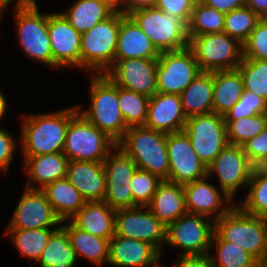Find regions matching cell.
<instances>
[{"label": "cell", "mask_w": 267, "mask_h": 267, "mask_svg": "<svg viewBox=\"0 0 267 267\" xmlns=\"http://www.w3.org/2000/svg\"><path fill=\"white\" fill-rule=\"evenodd\" d=\"M258 267H267V264L265 262L264 263H259Z\"/></svg>", "instance_id": "55"}, {"label": "cell", "mask_w": 267, "mask_h": 267, "mask_svg": "<svg viewBox=\"0 0 267 267\" xmlns=\"http://www.w3.org/2000/svg\"><path fill=\"white\" fill-rule=\"evenodd\" d=\"M66 178L86 202L104 201L106 174L103 162L69 161Z\"/></svg>", "instance_id": "23"}, {"label": "cell", "mask_w": 267, "mask_h": 267, "mask_svg": "<svg viewBox=\"0 0 267 267\" xmlns=\"http://www.w3.org/2000/svg\"><path fill=\"white\" fill-rule=\"evenodd\" d=\"M6 108H7L6 98L4 97V95L0 90V119H2L3 115L5 114Z\"/></svg>", "instance_id": "53"}, {"label": "cell", "mask_w": 267, "mask_h": 267, "mask_svg": "<svg viewBox=\"0 0 267 267\" xmlns=\"http://www.w3.org/2000/svg\"><path fill=\"white\" fill-rule=\"evenodd\" d=\"M237 69L241 73L244 90L267 101V60L243 58Z\"/></svg>", "instance_id": "41"}, {"label": "cell", "mask_w": 267, "mask_h": 267, "mask_svg": "<svg viewBox=\"0 0 267 267\" xmlns=\"http://www.w3.org/2000/svg\"><path fill=\"white\" fill-rule=\"evenodd\" d=\"M184 131L195 153L206 166L228 144L224 117L215 112L188 117Z\"/></svg>", "instance_id": "10"}, {"label": "cell", "mask_w": 267, "mask_h": 267, "mask_svg": "<svg viewBox=\"0 0 267 267\" xmlns=\"http://www.w3.org/2000/svg\"><path fill=\"white\" fill-rule=\"evenodd\" d=\"M201 72L189 47L161 52L157 59V92L180 95Z\"/></svg>", "instance_id": "11"}, {"label": "cell", "mask_w": 267, "mask_h": 267, "mask_svg": "<svg viewBox=\"0 0 267 267\" xmlns=\"http://www.w3.org/2000/svg\"><path fill=\"white\" fill-rule=\"evenodd\" d=\"M53 67H80L81 34L59 12L48 14Z\"/></svg>", "instance_id": "19"}, {"label": "cell", "mask_w": 267, "mask_h": 267, "mask_svg": "<svg viewBox=\"0 0 267 267\" xmlns=\"http://www.w3.org/2000/svg\"><path fill=\"white\" fill-rule=\"evenodd\" d=\"M217 256L210 255L212 267H258L259 262L246 250L225 240H211Z\"/></svg>", "instance_id": "37"}, {"label": "cell", "mask_w": 267, "mask_h": 267, "mask_svg": "<svg viewBox=\"0 0 267 267\" xmlns=\"http://www.w3.org/2000/svg\"><path fill=\"white\" fill-rule=\"evenodd\" d=\"M15 11L19 43L24 53L48 67H53L48 14H40L37 3L16 4Z\"/></svg>", "instance_id": "9"}, {"label": "cell", "mask_w": 267, "mask_h": 267, "mask_svg": "<svg viewBox=\"0 0 267 267\" xmlns=\"http://www.w3.org/2000/svg\"><path fill=\"white\" fill-rule=\"evenodd\" d=\"M161 253L150 243L114 235L109 241L108 263L116 267H160Z\"/></svg>", "instance_id": "22"}, {"label": "cell", "mask_w": 267, "mask_h": 267, "mask_svg": "<svg viewBox=\"0 0 267 267\" xmlns=\"http://www.w3.org/2000/svg\"><path fill=\"white\" fill-rule=\"evenodd\" d=\"M111 1L118 7L120 0H111Z\"/></svg>", "instance_id": "54"}, {"label": "cell", "mask_w": 267, "mask_h": 267, "mask_svg": "<svg viewBox=\"0 0 267 267\" xmlns=\"http://www.w3.org/2000/svg\"><path fill=\"white\" fill-rule=\"evenodd\" d=\"M76 261L68 233L60 226L51 234L37 263L40 267H75Z\"/></svg>", "instance_id": "33"}, {"label": "cell", "mask_w": 267, "mask_h": 267, "mask_svg": "<svg viewBox=\"0 0 267 267\" xmlns=\"http://www.w3.org/2000/svg\"><path fill=\"white\" fill-rule=\"evenodd\" d=\"M180 97L187 118L213 112V72H201Z\"/></svg>", "instance_id": "30"}, {"label": "cell", "mask_w": 267, "mask_h": 267, "mask_svg": "<svg viewBox=\"0 0 267 267\" xmlns=\"http://www.w3.org/2000/svg\"><path fill=\"white\" fill-rule=\"evenodd\" d=\"M117 146L135 162L138 169L168 181L167 134L146 126L130 127Z\"/></svg>", "instance_id": "3"}, {"label": "cell", "mask_w": 267, "mask_h": 267, "mask_svg": "<svg viewBox=\"0 0 267 267\" xmlns=\"http://www.w3.org/2000/svg\"><path fill=\"white\" fill-rule=\"evenodd\" d=\"M41 190L62 222L69 221L86 203L66 177L47 184Z\"/></svg>", "instance_id": "29"}, {"label": "cell", "mask_w": 267, "mask_h": 267, "mask_svg": "<svg viewBox=\"0 0 267 267\" xmlns=\"http://www.w3.org/2000/svg\"><path fill=\"white\" fill-rule=\"evenodd\" d=\"M90 108L80 113L118 143L128 127L118 102V86L105 74H91Z\"/></svg>", "instance_id": "4"}, {"label": "cell", "mask_w": 267, "mask_h": 267, "mask_svg": "<svg viewBox=\"0 0 267 267\" xmlns=\"http://www.w3.org/2000/svg\"><path fill=\"white\" fill-rule=\"evenodd\" d=\"M120 26V10L81 34L80 67L104 74L114 63Z\"/></svg>", "instance_id": "5"}, {"label": "cell", "mask_w": 267, "mask_h": 267, "mask_svg": "<svg viewBox=\"0 0 267 267\" xmlns=\"http://www.w3.org/2000/svg\"><path fill=\"white\" fill-rule=\"evenodd\" d=\"M60 223L62 221L57 217L45 193L41 189L25 187L7 229L59 228Z\"/></svg>", "instance_id": "18"}, {"label": "cell", "mask_w": 267, "mask_h": 267, "mask_svg": "<svg viewBox=\"0 0 267 267\" xmlns=\"http://www.w3.org/2000/svg\"><path fill=\"white\" fill-rule=\"evenodd\" d=\"M186 121L180 95L157 92L150 98L144 126L168 134L183 131Z\"/></svg>", "instance_id": "21"}, {"label": "cell", "mask_w": 267, "mask_h": 267, "mask_svg": "<svg viewBox=\"0 0 267 267\" xmlns=\"http://www.w3.org/2000/svg\"><path fill=\"white\" fill-rule=\"evenodd\" d=\"M243 149L254 167H267V127L248 140Z\"/></svg>", "instance_id": "45"}, {"label": "cell", "mask_w": 267, "mask_h": 267, "mask_svg": "<svg viewBox=\"0 0 267 267\" xmlns=\"http://www.w3.org/2000/svg\"><path fill=\"white\" fill-rule=\"evenodd\" d=\"M226 123L228 144L243 146L248 140L261 133L267 127V113L224 120Z\"/></svg>", "instance_id": "39"}, {"label": "cell", "mask_w": 267, "mask_h": 267, "mask_svg": "<svg viewBox=\"0 0 267 267\" xmlns=\"http://www.w3.org/2000/svg\"><path fill=\"white\" fill-rule=\"evenodd\" d=\"M152 44L161 52L189 47L187 24L179 17L165 14L156 7L136 10L129 14Z\"/></svg>", "instance_id": "6"}, {"label": "cell", "mask_w": 267, "mask_h": 267, "mask_svg": "<svg viewBox=\"0 0 267 267\" xmlns=\"http://www.w3.org/2000/svg\"><path fill=\"white\" fill-rule=\"evenodd\" d=\"M260 18L246 5L225 13L224 31L228 36L244 44Z\"/></svg>", "instance_id": "40"}, {"label": "cell", "mask_w": 267, "mask_h": 267, "mask_svg": "<svg viewBox=\"0 0 267 267\" xmlns=\"http://www.w3.org/2000/svg\"><path fill=\"white\" fill-rule=\"evenodd\" d=\"M17 142L9 132L0 128V170H8Z\"/></svg>", "instance_id": "47"}, {"label": "cell", "mask_w": 267, "mask_h": 267, "mask_svg": "<svg viewBox=\"0 0 267 267\" xmlns=\"http://www.w3.org/2000/svg\"><path fill=\"white\" fill-rule=\"evenodd\" d=\"M244 91L238 69L213 72V112L224 115L237 103Z\"/></svg>", "instance_id": "31"}, {"label": "cell", "mask_w": 267, "mask_h": 267, "mask_svg": "<svg viewBox=\"0 0 267 267\" xmlns=\"http://www.w3.org/2000/svg\"><path fill=\"white\" fill-rule=\"evenodd\" d=\"M11 2V0H0V20H1V15L2 11L5 10V8L8 6V4ZM36 3L35 0H17L16 4H32Z\"/></svg>", "instance_id": "52"}, {"label": "cell", "mask_w": 267, "mask_h": 267, "mask_svg": "<svg viewBox=\"0 0 267 267\" xmlns=\"http://www.w3.org/2000/svg\"><path fill=\"white\" fill-rule=\"evenodd\" d=\"M245 5L260 19L267 18V0H245Z\"/></svg>", "instance_id": "51"}, {"label": "cell", "mask_w": 267, "mask_h": 267, "mask_svg": "<svg viewBox=\"0 0 267 267\" xmlns=\"http://www.w3.org/2000/svg\"><path fill=\"white\" fill-rule=\"evenodd\" d=\"M247 187L250 191L239 207L248 214L267 219V167H254Z\"/></svg>", "instance_id": "36"}, {"label": "cell", "mask_w": 267, "mask_h": 267, "mask_svg": "<svg viewBox=\"0 0 267 267\" xmlns=\"http://www.w3.org/2000/svg\"><path fill=\"white\" fill-rule=\"evenodd\" d=\"M156 1L157 0H120L119 4L122 3L123 8L119 5L117 9L125 15H129L136 10L155 7Z\"/></svg>", "instance_id": "50"}, {"label": "cell", "mask_w": 267, "mask_h": 267, "mask_svg": "<svg viewBox=\"0 0 267 267\" xmlns=\"http://www.w3.org/2000/svg\"><path fill=\"white\" fill-rule=\"evenodd\" d=\"M116 10L117 6L111 0H77L68 11L61 14L83 34L106 20Z\"/></svg>", "instance_id": "28"}, {"label": "cell", "mask_w": 267, "mask_h": 267, "mask_svg": "<svg viewBox=\"0 0 267 267\" xmlns=\"http://www.w3.org/2000/svg\"><path fill=\"white\" fill-rule=\"evenodd\" d=\"M207 178L208 176L183 185L186 209L188 213L203 215L208 218H210L212 214H215V221L226 214L234 206L235 201L222 189H217L214 185L206 182ZM219 190L222 192L224 198H222ZM223 203L226 205H228L227 203L232 204L229 206H222L224 205Z\"/></svg>", "instance_id": "20"}, {"label": "cell", "mask_w": 267, "mask_h": 267, "mask_svg": "<svg viewBox=\"0 0 267 267\" xmlns=\"http://www.w3.org/2000/svg\"><path fill=\"white\" fill-rule=\"evenodd\" d=\"M146 206L119 209L115 213V234L153 245L160 253L166 242V226Z\"/></svg>", "instance_id": "13"}, {"label": "cell", "mask_w": 267, "mask_h": 267, "mask_svg": "<svg viewBox=\"0 0 267 267\" xmlns=\"http://www.w3.org/2000/svg\"><path fill=\"white\" fill-rule=\"evenodd\" d=\"M236 204L215 220L211 240H225L240 246L259 263L267 260V219L248 214Z\"/></svg>", "instance_id": "2"}, {"label": "cell", "mask_w": 267, "mask_h": 267, "mask_svg": "<svg viewBox=\"0 0 267 267\" xmlns=\"http://www.w3.org/2000/svg\"><path fill=\"white\" fill-rule=\"evenodd\" d=\"M24 160L30 178L26 188L42 189L47 184L66 177L69 159L63 152L24 156ZM34 182L39 183L40 186H34Z\"/></svg>", "instance_id": "27"}, {"label": "cell", "mask_w": 267, "mask_h": 267, "mask_svg": "<svg viewBox=\"0 0 267 267\" xmlns=\"http://www.w3.org/2000/svg\"><path fill=\"white\" fill-rule=\"evenodd\" d=\"M80 106L41 115H25L22 121L21 146L24 156L63 152L70 120Z\"/></svg>", "instance_id": "1"}, {"label": "cell", "mask_w": 267, "mask_h": 267, "mask_svg": "<svg viewBox=\"0 0 267 267\" xmlns=\"http://www.w3.org/2000/svg\"><path fill=\"white\" fill-rule=\"evenodd\" d=\"M243 58L267 60V18L258 21L243 44Z\"/></svg>", "instance_id": "44"}, {"label": "cell", "mask_w": 267, "mask_h": 267, "mask_svg": "<svg viewBox=\"0 0 267 267\" xmlns=\"http://www.w3.org/2000/svg\"><path fill=\"white\" fill-rule=\"evenodd\" d=\"M56 229H7L5 234L12 236L13 243L24 257L38 261Z\"/></svg>", "instance_id": "35"}, {"label": "cell", "mask_w": 267, "mask_h": 267, "mask_svg": "<svg viewBox=\"0 0 267 267\" xmlns=\"http://www.w3.org/2000/svg\"><path fill=\"white\" fill-rule=\"evenodd\" d=\"M115 213L105 201L86 202L70 222L84 232L110 240L115 235Z\"/></svg>", "instance_id": "25"}, {"label": "cell", "mask_w": 267, "mask_h": 267, "mask_svg": "<svg viewBox=\"0 0 267 267\" xmlns=\"http://www.w3.org/2000/svg\"><path fill=\"white\" fill-rule=\"evenodd\" d=\"M173 267H212L210 254L181 255Z\"/></svg>", "instance_id": "48"}, {"label": "cell", "mask_w": 267, "mask_h": 267, "mask_svg": "<svg viewBox=\"0 0 267 267\" xmlns=\"http://www.w3.org/2000/svg\"><path fill=\"white\" fill-rule=\"evenodd\" d=\"M205 5L215 8L223 13H228L236 8L245 6V0H200Z\"/></svg>", "instance_id": "49"}, {"label": "cell", "mask_w": 267, "mask_h": 267, "mask_svg": "<svg viewBox=\"0 0 267 267\" xmlns=\"http://www.w3.org/2000/svg\"><path fill=\"white\" fill-rule=\"evenodd\" d=\"M210 218L185 213L166 227V245L182 248V255L209 254L214 223Z\"/></svg>", "instance_id": "12"}, {"label": "cell", "mask_w": 267, "mask_h": 267, "mask_svg": "<svg viewBox=\"0 0 267 267\" xmlns=\"http://www.w3.org/2000/svg\"><path fill=\"white\" fill-rule=\"evenodd\" d=\"M146 208L167 227L187 213L183 185L163 180Z\"/></svg>", "instance_id": "26"}, {"label": "cell", "mask_w": 267, "mask_h": 267, "mask_svg": "<svg viewBox=\"0 0 267 267\" xmlns=\"http://www.w3.org/2000/svg\"><path fill=\"white\" fill-rule=\"evenodd\" d=\"M157 59L114 60L104 73L114 84L151 98L157 93Z\"/></svg>", "instance_id": "17"}, {"label": "cell", "mask_w": 267, "mask_h": 267, "mask_svg": "<svg viewBox=\"0 0 267 267\" xmlns=\"http://www.w3.org/2000/svg\"><path fill=\"white\" fill-rule=\"evenodd\" d=\"M104 159L106 194L104 201L114 210L133 208L130 180L138 168L118 146Z\"/></svg>", "instance_id": "14"}, {"label": "cell", "mask_w": 267, "mask_h": 267, "mask_svg": "<svg viewBox=\"0 0 267 267\" xmlns=\"http://www.w3.org/2000/svg\"><path fill=\"white\" fill-rule=\"evenodd\" d=\"M162 181L158 176L137 168L130 180L133 207L147 206Z\"/></svg>", "instance_id": "42"}, {"label": "cell", "mask_w": 267, "mask_h": 267, "mask_svg": "<svg viewBox=\"0 0 267 267\" xmlns=\"http://www.w3.org/2000/svg\"><path fill=\"white\" fill-rule=\"evenodd\" d=\"M189 48L202 72L234 70L243 59V44L225 32L192 37Z\"/></svg>", "instance_id": "8"}, {"label": "cell", "mask_w": 267, "mask_h": 267, "mask_svg": "<svg viewBox=\"0 0 267 267\" xmlns=\"http://www.w3.org/2000/svg\"><path fill=\"white\" fill-rule=\"evenodd\" d=\"M117 143L79 112L70 120L63 153L69 161L103 162Z\"/></svg>", "instance_id": "7"}, {"label": "cell", "mask_w": 267, "mask_h": 267, "mask_svg": "<svg viewBox=\"0 0 267 267\" xmlns=\"http://www.w3.org/2000/svg\"><path fill=\"white\" fill-rule=\"evenodd\" d=\"M150 98L118 86V102L128 128L143 126L147 119Z\"/></svg>", "instance_id": "38"}, {"label": "cell", "mask_w": 267, "mask_h": 267, "mask_svg": "<svg viewBox=\"0 0 267 267\" xmlns=\"http://www.w3.org/2000/svg\"><path fill=\"white\" fill-rule=\"evenodd\" d=\"M68 233L72 248L76 256L82 255L95 265L108 263L109 239L92 235L75 227L70 221L61 225Z\"/></svg>", "instance_id": "32"}, {"label": "cell", "mask_w": 267, "mask_h": 267, "mask_svg": "<svg viewBox=\"0 0 267 267\" xmlns=\"http://www.w3.org/2000/svg\"><path fill=\"white\" fill-rule=\"evenodd\" d=\"M253 169L243 146L227 144L207 166V176L217 174L220 188L232 198L239 187L248 186Z\"/></svg>", "instance_id": "16"}, {"label": "cell", "mask_w": 267, "mask_h": 267, "mask_svg": "<svg viewBox=\"0 0 267 267\" xmlns=\"http://www.w3.org/2000/svg\"><path fill=\"white\" fill-rule=\"evenodd\" d=\"M168 181L187 184L207 176V166L195 153L185 131L167 134Z\"/></svg>", "instance_id": "15"}, {"label": "cell", "mask_w": 267, "mask_h": 267, "mask_svg": "<svg viewBox=\"0 0 267 267\" xmlns=\"http://www.w3.org/2000/svg\"><path fill=\"white\" fill-rule=\"evenodd\" d=\"M196 1L197 0H157L155 7L165 14L176 15L188 24Z\"/></svg>", "instance_id": "46"}, {"label": "cell", "mask_w": 267, "mask_h": 267, "mask_svg": "<svg viewBox=\"0 0 267 267\" xmlns=\"http://www.w3.org/2000/svg\"><path fill=\"white\" fill-rule=\"evenodd\" d=\"M267 113V101L256 93L244 90L239 101L224 115V120H238Z\"/></svg>", "instance_id": "43"}, {"label": "cell", "mask_w": 267, "mask_h": 267, "mask_svg": "<svg viewBox=\"0 0 267 267\" xmlns=\"http://www.w3.org/2000/svg\"><path fill=\"white\" fill-rule=\"evenodd\" d=\"M159 52L135 21L120 11V26L114 60L158 59Z\"/></svg>", "instance_id": "24"}, {"label": "cell", "mask_w": 267, "mask_h": 267, "mask_svg": "<svg viewBox=\"0 0 267 267\" xmlns=\"http://www.w3.org/2000/svg\"><path fill=\"white\" fill-rule=\"evenodd\" d=\"M225 27V13L205 5L200 0L195 2L187 24L189 40L199 35L222 33Z\"/></svg>", "instance_id": "34"}]
</instances>
